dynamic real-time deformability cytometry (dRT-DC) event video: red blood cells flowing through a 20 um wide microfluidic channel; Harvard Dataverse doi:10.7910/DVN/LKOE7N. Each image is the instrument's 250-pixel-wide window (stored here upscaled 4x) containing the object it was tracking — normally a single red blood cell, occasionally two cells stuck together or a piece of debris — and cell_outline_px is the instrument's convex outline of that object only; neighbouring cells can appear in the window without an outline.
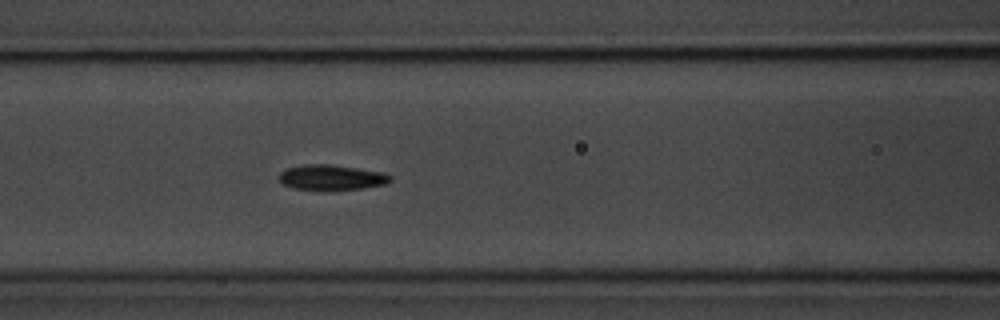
{"species": "common noctule bat (a hibernating species)", "species_latin": "Nyctalus noctula", "temperature_condition": "room temperature", "stored_images_in_passage": 40, "camera_frame_rate_fps": 3000, "um_per_image_px": 0.085, "animal": {"sex": "male", "body_mass_g": 20.1, "forearm_length_mm": 53.5}, "frame": {"image": 1, "passage_image": 12, "time_ms": 3.667, "image_size_px": [1000, 320], "cell_outline_px": [[392, 180], [388, 184], [364, 188], [332, 192], [320, 192], [292, 188], [284, 184], [280, 180], [280, 172], [288, 168], [304, 164], [332, 164], [384, 172], [392, 176]], "centroid_in_image_um": [28.22, 15.12], "position_along_channel_um": 138.4, "area_um2": 17.17}}
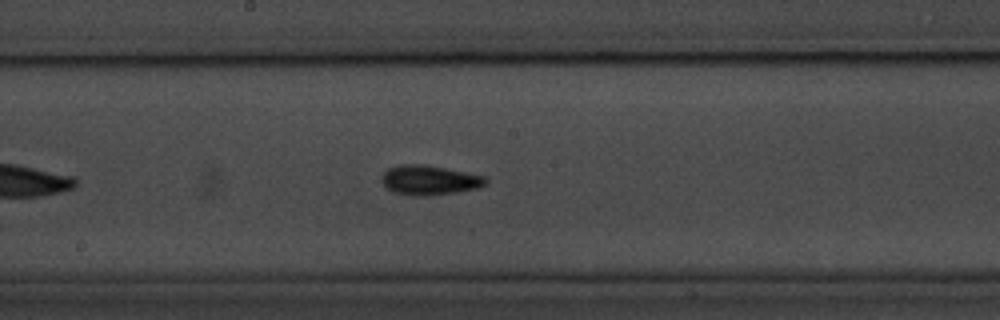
{"frame": {"image": 2, "passage_image": 18, "time_ms": 5.667, "image_size_px": [1000, 320], "cell_outline_px": [[488, 180], [484, 184], [476, 188], [456, 192], [428, 196], [416, 196], [396, 192], [388, 188], [384, 184], [384, 172], [388, 168], [400, 164], [424, 164], [488, 176]], "centroid_in_image_um": [36.55, 15.3], "position_along_channel_um": 211.6, "area_um2": 17.74}, "authors_computed_cell_mechanics": {"area_um2": 16.2129, "velocity_mm_per_s": 3.6663, "shape_relaxation_time_tau1_ms": 2.7675, "shape_relaxation_time_tau2_ms": 2.2133, "deformation_change_tau1": 0.1089, "deformation_change_tau2": 0.0817}}